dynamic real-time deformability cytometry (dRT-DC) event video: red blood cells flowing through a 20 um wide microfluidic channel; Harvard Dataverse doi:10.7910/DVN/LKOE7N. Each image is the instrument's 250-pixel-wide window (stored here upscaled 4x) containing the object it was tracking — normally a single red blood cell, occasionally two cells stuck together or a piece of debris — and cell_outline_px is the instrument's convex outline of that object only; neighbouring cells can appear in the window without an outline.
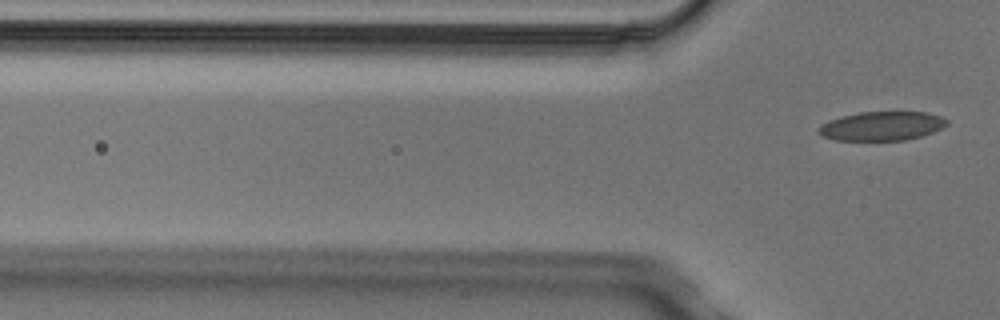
{"species": "Egyptian fruit bat (a non-hibernating species)", "species_latin": "Rousettus aegyptiacus", "temperature_condition": "cold", "stored_images_in_passage": 3, "camera_frame_rate_fps": 3000, "um_per_image_px": 0.085, "animal": {"sex": "male"}, "frame": {"image": 1, "passage_image": 3, "time_ms": 0.667, "image_size_px": [1000, 320], "cell_outline_px": [[948, 124], [932, 132], [920, 136], [904, 140], [836, 140], [820, 136], [816, 132], [820, 124], [828, 120], [840, 116], [860, 112], [928, 112], [940, 116], [948, 120]], "centroid_in_image_um": [74.89, 10.71], "position_along_channel_um": 50.9, "area_um2": 21.79}}